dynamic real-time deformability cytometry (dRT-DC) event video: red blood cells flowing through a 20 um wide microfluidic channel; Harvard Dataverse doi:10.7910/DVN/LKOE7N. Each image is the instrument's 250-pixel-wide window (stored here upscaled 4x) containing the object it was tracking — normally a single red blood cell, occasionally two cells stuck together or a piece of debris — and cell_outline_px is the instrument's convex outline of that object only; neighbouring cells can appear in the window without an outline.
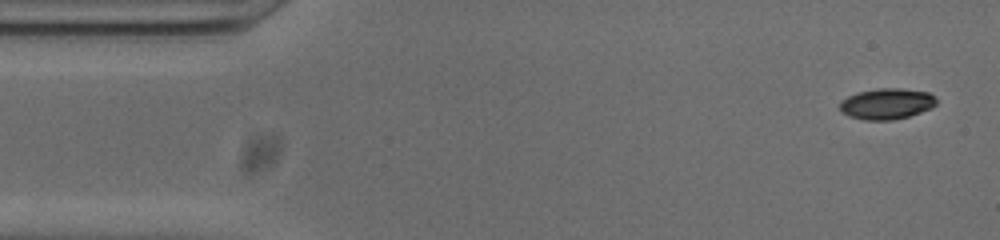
{"species": "common noctule bat (a hibernating species)", "species_latin": "Nyctalus noctula", "temperature_condition": "cold", "stored_images_in_passage": 52, "camera_frame_rate_fps": 3000, "um_per_image_px": 0.085, "animal": {"sex": "male", "body_mass_g": 20.0, "forearm_length_mm": 53.3}, "frame": {"image": 1, "passage_image": 2, "time_ms": 0.333, "image_size_px": [1000, 240], "cell_outline_px": [[936, 104], [932, 108], [908, 116], [892, 120], [864, 120], [848, 116], [840, 112], [840, 100], [856, 92], [880, 88], [904, 88], [928, 92], [936, 96]], "centroid_in_image_um": [75.36, 8.81], "position_along_channel_um": 9.6, "area_um2": 17.63}}
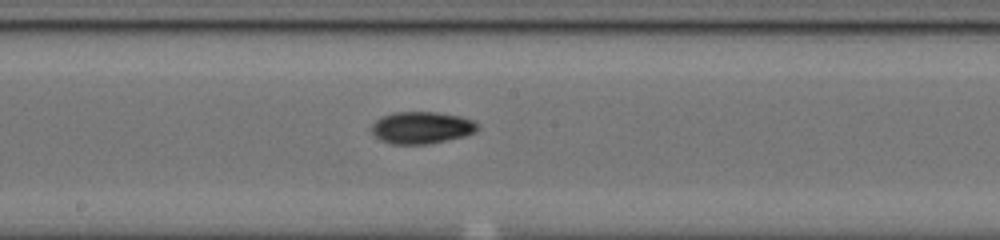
{"frame": {"image": 2, "passage_image": 26, "time_ms": 8.333, "image_size_px": [1000, 240], "cell_outline_px": [[480, 128], [476, 132], [464, 136], [428, 144], [392, 144], [380, 140], [372, 132], [372, 124], [380, 116], [396, 112], [436, 112], [460, 116], [472, 120], [480, 124]], "centroid_in_image_um": [35.86, 10.85], "position_along_channel_um": 212.3, "area_um2": 19.88}}
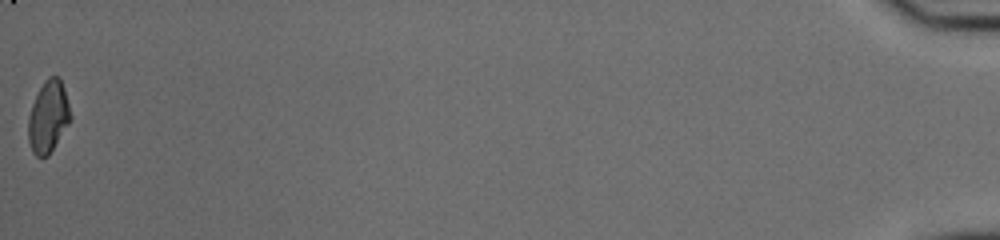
{"frame": {"image": 3, "passage_image": 52, "time_ms": 17.0, "image_size_px": [1000, 240], "cell_outline_px": [[72, 120], [48, 156], [36, 156], [32, 152], [28, 140], [28, 116], [32, 104], [44, 80], [48, 76], [60, 76], [64, 88], [72, 116]], "centroid_in_image_um": [4.11, 9.92], "position_along_channel_um": 431.1, "area_um2": 17.86}, "authors_computed_cell_mechanics": {"area_um2": 18.1781, "velocity_mm_per_s": 3.831, "shape_relaxation_time_tau1_ms": 8.2019, "shape_relaxation_time_tau2_ms": 5.9533, "deformation_change_tau1": 0.2076, "deformation_change_tau2": 0.0992}}